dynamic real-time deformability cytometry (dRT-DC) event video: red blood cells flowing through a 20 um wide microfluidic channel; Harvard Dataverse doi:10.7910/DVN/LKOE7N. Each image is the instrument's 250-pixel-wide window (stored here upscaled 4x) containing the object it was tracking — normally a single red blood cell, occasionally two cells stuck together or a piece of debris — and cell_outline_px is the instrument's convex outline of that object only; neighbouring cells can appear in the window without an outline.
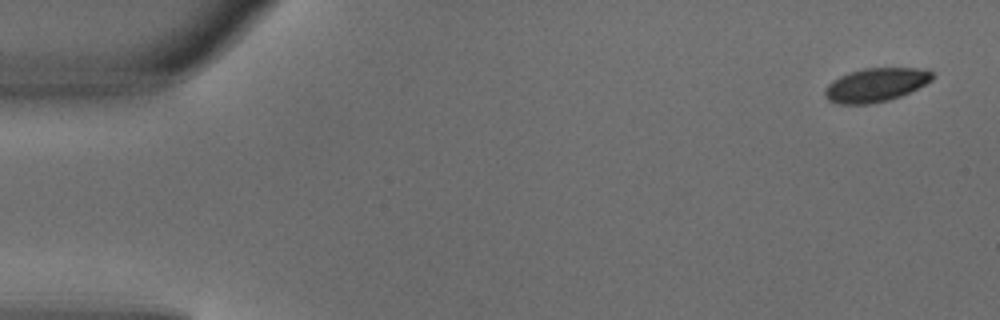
{"species": "common noctule bat (a hibernating species)", "species_latin": "Nyctalus noctula", "temperature_condition": "warm", "stored_images_in_passage": 4, "camera_frame_rate_fps": 3000, "um_per_image_px": 0.085, "animal": {"sex": "male", "body_mass_g": 18.8}, "frame": {"image": 1, "passage_image": 1, "time_ms": 0.0, "image_size_px": [1000, 320], "cell_outline_px": [[932, 80], [900, 96], [888, 100], [872, 104], [836, 104], [828, 100], [824, 96], [824, 88], [832, 80], [848, 72], [864, 68], [916, 68], [932, 72]], "centroid_in_image_um": [74.35, 7.22], "position_along_channel_um": 10.6, "area_um2": 21.04}}
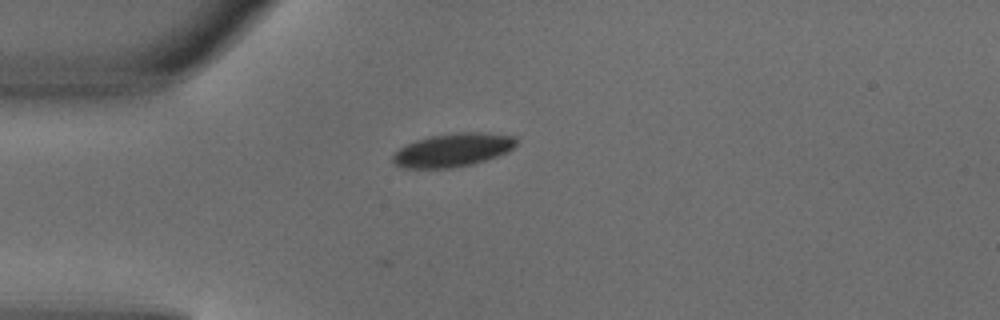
{"frame": {"image": 2, "passage_image": 4, "time_ms": 1.0, "image_size_px": [1000, 320], "cell_outline_px": [[516, 144], [508, 152], [472, 164], [452, 168], [404, 168], [396, 164], [392, 160], [392, 156], [400, 148], [416, 140], [428, 136], [456, 132], [488, 132], [516, 136]], "centroid_in_image_um": [38.51, 12.74], "position_along_channel_um": 46.5, "area_um2": 24.04}}